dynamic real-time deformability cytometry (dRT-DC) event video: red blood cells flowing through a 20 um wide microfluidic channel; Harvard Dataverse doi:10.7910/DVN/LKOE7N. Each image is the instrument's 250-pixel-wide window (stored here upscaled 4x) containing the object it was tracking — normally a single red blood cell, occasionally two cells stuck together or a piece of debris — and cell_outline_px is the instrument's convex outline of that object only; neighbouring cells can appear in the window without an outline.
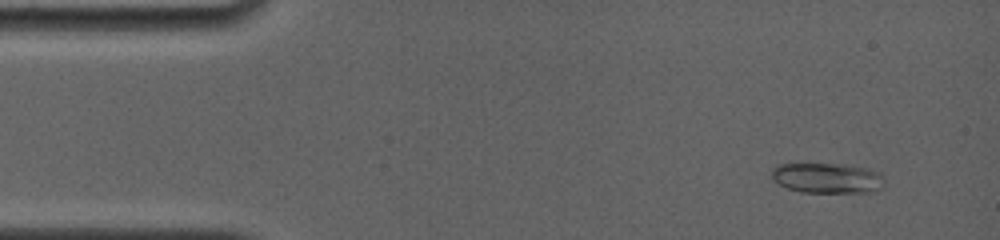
{"species": "common noctule bat (a hibernating species)", "species_latin": "Nyctalus noctula", "temperature_condition": "room temperature", "stored_images_in_passage": 7, "camera_frame_rate_fps": 4000, "um_per_image_px": 0.085, "animal": {"sex": "female", "body_mass_g": 19.0, "forearm_length_mm": 56.7}, "frame": {"image": 1, "passage_image": 2, "time_ms": 1.25, "image_size_px": [1000, 240], "cell_outline_px": [[884, 184], [876, 192], [800, 192], [788, 188], [772, 180], [772, 168], [776, 164], [844, 164], [868, 168], [880, 172]], "centroid_in_image_um": [70.32, 15.13], "position_along_channel_um": 14.7, "area_um2": 20.0}}
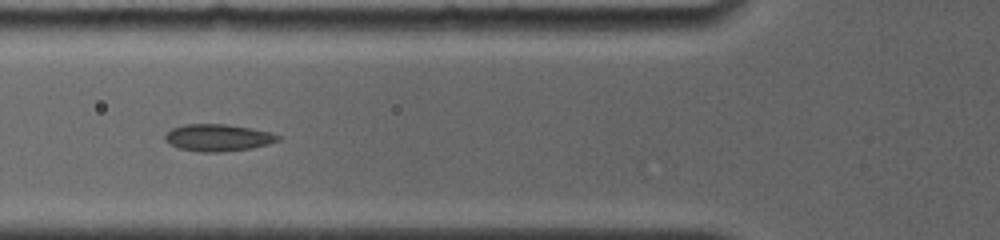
{"frame": {"image": 2, "passage_image": 6, "time_ms": 6.0, "image_size_px": [1000, 240], "cell_outline_px": [[280, 140], [268, 144], [252, 148], [220, 152], [200, 152], [180, 148], [164, 140], [164, 136], [172, 128], [184, 124], [228, 124], [252, 128], [272, 132], [280, 136]], "centroid_in_image_um": [18.56, 11.69], "position_along_channel_um": 107.2, "area_um2": 17.8}}
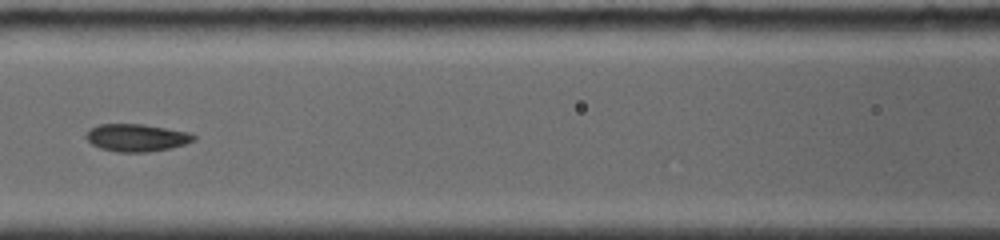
{"frame": {"image": 3, "passage_image": 7, "time_ms": 7.25, "image_size_px": [1000, 240], "cell_outline_px": [[196, 140], [172, 148], [148, 152], [116, 152], [100, 148], [92, 144], [84, 136], [92, 128], [100, 124], [144, 124], [188, 132], [196, 136]], "centroid_in_image_um": [11.63, 11.71], "position_along_channel_um": 155.0, "area_um2": 17.22}}